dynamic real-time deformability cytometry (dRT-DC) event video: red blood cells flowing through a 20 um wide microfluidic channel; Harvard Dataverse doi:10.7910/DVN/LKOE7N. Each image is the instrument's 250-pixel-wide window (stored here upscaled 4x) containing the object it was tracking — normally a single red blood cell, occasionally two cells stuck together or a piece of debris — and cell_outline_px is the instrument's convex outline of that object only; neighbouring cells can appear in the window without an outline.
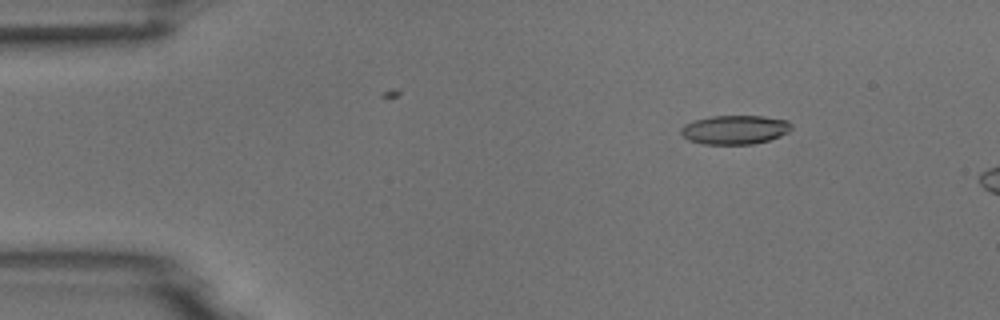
{"species": "common noctule bat (a hibernating species)", "species_latin": "Nyctalus noctula", "temperature_condition": "room temperature", "stored_images_in_passage": 4, "camera_frame_rate_fps": 3000, "um_per_image_px": 0.085, "animal": {"sex": "male", "body_mass_g": 18.8}, "frame": {"image": 1, "passage_image": 3, "time_ms": 2.0, "image_size_px": [1000, 320], "cell_outline_px": [[792, 128], [788, 132], [780, 136], [768, 140], [752, 144], [704, 144], [688, 140], [680, 132], [680, 128], [684, 124], [696, 120], [712, 116], [764, 116], [788, 120], [792, 124]], "centroid_in_image_um": [62.48, 11.02], "position_along_channel_um": 22.5, "area_um2": 18.67}}